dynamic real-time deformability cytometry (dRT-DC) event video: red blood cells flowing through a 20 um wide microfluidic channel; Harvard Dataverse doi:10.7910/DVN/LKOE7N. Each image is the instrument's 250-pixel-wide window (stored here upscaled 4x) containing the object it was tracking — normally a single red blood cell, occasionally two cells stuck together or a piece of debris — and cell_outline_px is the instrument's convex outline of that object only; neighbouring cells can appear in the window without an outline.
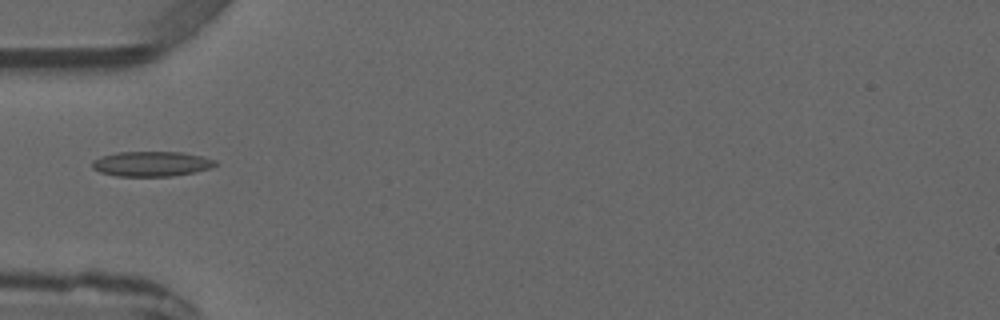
{"species": "common noctule bat (a hibernating species)", "species_latin": "Nyctalus noctula", "temperature_condition": "warm", "stored_images_in_passage": 4, "camera_frame_rate_fps": 3000, "um_per_image_px": 0.085, "animal": {"sex": "male", "forearm_length_mm": 52.5}, "frame": {"image": 1, "passage_image": 4, "time_ms": 4.333, "image_size_px": [1000, 320], "cell_outline_px": [[216, 164], [212, 168], [172, 176], [116, 176], [100, 172], [92, 168], [92, 160], [100, 156], [116, 152], [184, 152], [216, 160]], "centroid_in_image_um": [12.84, 13.92], "position_along_channel_um": 72.2, "area_um2": 17.98}}